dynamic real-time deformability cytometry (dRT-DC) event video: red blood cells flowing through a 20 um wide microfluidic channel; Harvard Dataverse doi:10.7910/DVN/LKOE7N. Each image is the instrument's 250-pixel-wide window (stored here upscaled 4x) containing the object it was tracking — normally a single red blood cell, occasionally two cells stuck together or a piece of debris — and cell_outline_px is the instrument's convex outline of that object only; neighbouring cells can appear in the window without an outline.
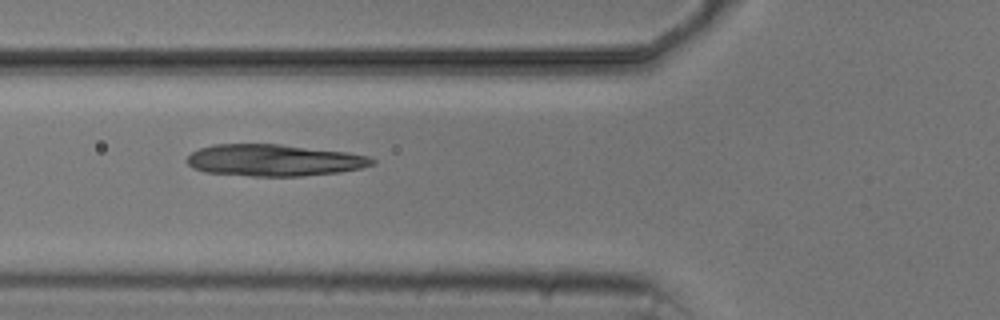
{"species": "common noctule bat (a hibernating species)", "species_latin": "Nyctalus noctula", "temperature_condition": "cold", "stored_images_in_passage": 7, "camera_frame_rate_fps": 3000, "um_per_image_px": 0.085, "animal": {"sex": "male", "body_mass_g": 20.5, "forearm_length_mm": 52.5}, "frame": {"image": 1, "passage_image": 6, "time_ms": 5.667, "image_size_px": [1000, 320], "cell_outline_px": [[376, 164], [360, 168], [340, 172], [304, 176], [252, 176], [204, 172], [192, 168], [188, 164], [188, 156], [192, 152], [200, 148], [212, 144], [280, 144], [348, 152], [368, 156], [376, 160]], "centroid_in_image_um": [23.31, 13.62], "position_along_channel_um": 102.5, "area_um2": 34.39}}
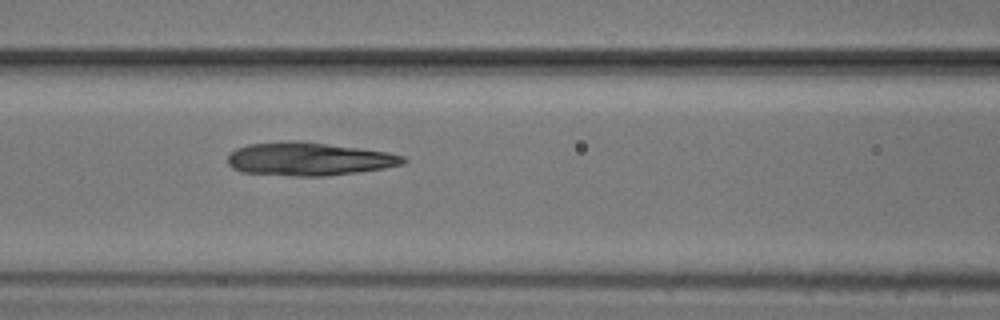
{"frame": {"image": 2, "passage_image": 7, "time_ms": 6.667, "image_size_px": [1000, 320], "cell_outline_px": [[408, 160], [404, 164], [384, 168], [356, 172], [324, 176], [292, 176], [240, 172], [232, 168], [228, 164], [228, 156], [236, 148], [248, 144], [288, 140], [300, 140], [388, 152], [404, 156]], "centroid_in_image_um": [26.23, 13.51], "position_along_channel_um": 140.4, "area_um2": 34.16}}